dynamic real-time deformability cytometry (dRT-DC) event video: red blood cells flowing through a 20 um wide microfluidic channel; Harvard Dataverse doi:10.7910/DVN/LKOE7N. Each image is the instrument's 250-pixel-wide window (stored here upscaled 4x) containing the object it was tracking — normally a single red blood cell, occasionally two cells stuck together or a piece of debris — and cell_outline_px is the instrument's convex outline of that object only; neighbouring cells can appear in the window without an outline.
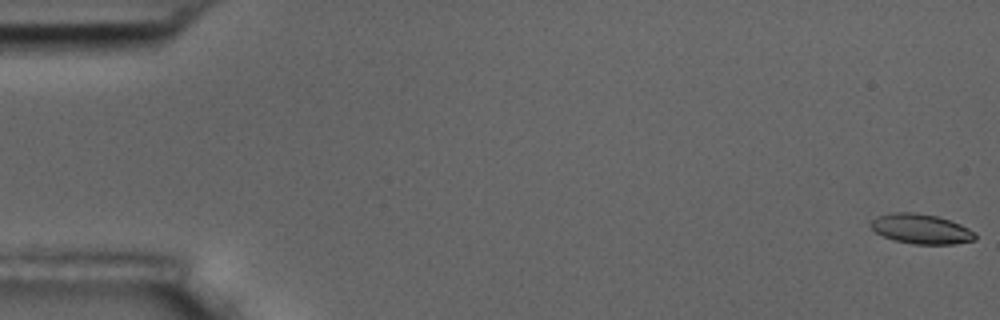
{"species": "common noctule bat (a hibernating species)", "species_latin": "Nyctalus noctula", "temperature_condition": "room temperature", "stored_images_in_passage": 57, "camera_frame_rate_fps": 3000, "um_per_image_px": 0.085, "animal": {"sex": "male", "body_mass_g": 17.5, "forearm_length_mm": 52.3}, "frame": {"image": 1, "passage_image": 1, "time_ms": 0.0, "image_size_px": [1000, 320], "cell_outline_px": [[976, 240], [952, 244], [912, 244], [896, 240], [884, 236], [876, 232], [868, 224], [876, 216], [892, 212], [912, 212], [936, 216], [960, 224], [976, 232]], "centroid_in_image_um": [78.29, 19.45], "position_along_channel_um": 6.7, "area_um2": 18.09}}
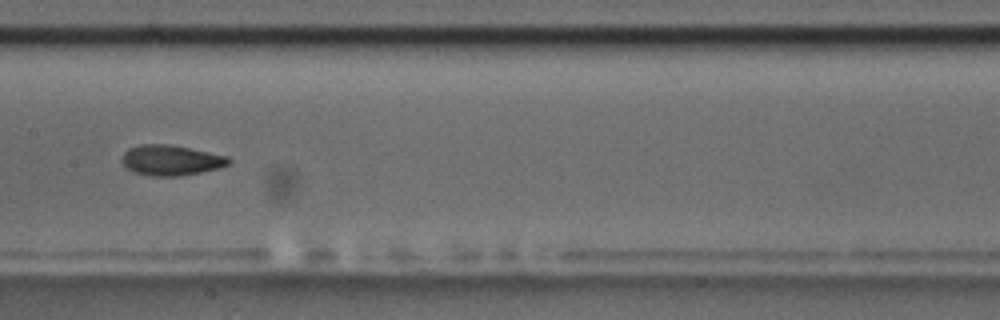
{"frame": {"image": 2, "passage_image": 29, "time_ms": 9.333, "image_size_px": [1000, 320], "cell_outline_px": [[232, 160], [228, 164], [220, 168], [180, 176], [148, 176], [136, 172], [128, 168], [120, 160], [124, 152], [128, 148], [140, 144], [168, 144], [228, 156]], "centroid_in_image_um": [14.52, 13.62], "position_along_channel_um": 192.9, "area_um2": 18.84}}
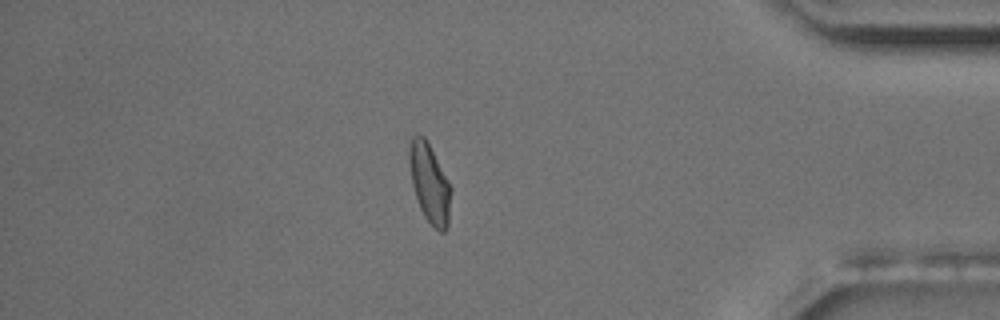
{"frame": {"image": 3, "passage_image": 49, "time_ms": 16.0, "image_size_px": [1000, 320], "cell_outline_px": [[452, 188], [448, 228], [444, 232], [440, 232], [424, 216], [420, 208], [412, 184], [408, 156], [408, 148], [412, 136], [424, 136], [448, 180]], "centroid_in_image_um": [36.52, 15.6], "position_along_channel_um": 398.7, "area_um2": 19.02}, "authors_computed_cell_mechanics": {"area_um2": 18.6116, "velocity_mm_per_s": 3.6105, "shape_relaxation_time_tau1_ms": 9.6785, "shape_relaxation_time_tau2_ms": 2.6613, "deformation_change_tau1": 0.2224, "deformation_change_tau2": 0.0811}}